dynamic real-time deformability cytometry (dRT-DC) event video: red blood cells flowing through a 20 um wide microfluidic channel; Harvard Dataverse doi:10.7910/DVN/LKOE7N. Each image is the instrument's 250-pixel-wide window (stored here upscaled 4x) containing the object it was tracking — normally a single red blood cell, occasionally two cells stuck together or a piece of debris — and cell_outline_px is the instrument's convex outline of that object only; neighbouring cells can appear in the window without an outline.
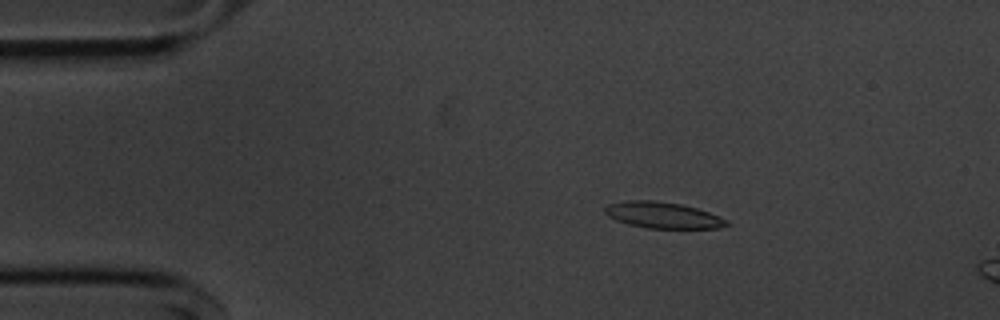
{"species": "common noctule bat (a hibernating species)", "species_latin": "Nyctalus noctula", "temperature_condition": "cold", "stored_images_in_passage": 55, "segment_of_instrument_passage": [1, 2], "camera_frame_rate_fps": 3000, "um_per_image_px": 0.085, "animal": {"sex": "male", "body_mass_g": 20.1, "forearm_length_mm": 53.5}, "frame": {"image": 1, "passage_image": 9, "time_ms": 2.667, "image_size_px": [1000, 320], "cell_outline_px": [[728, 224], [720, 228], [648, 228], [628, 224], [616, 220], [608, 216], [604, 212], [604, 208], [608, 204], [628, 200], [652, 200], [680, 204], [696, 208], [720, 216], [728, 220]], "centroid_in_image_um": [56.32, 18.29], "position_along_channel_um": 28.7, "area_um2": 18.5}}
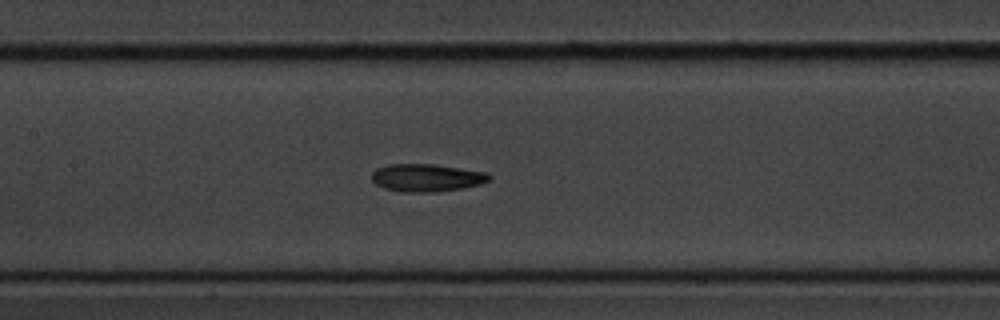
{"frame": {"image": 2, "passage_image": 25, "time_ms": 8.0, "image_size_px": [1000, 320], "cell_outline_px": [[492, 176], [488, 180], [480, 184], [464, 188], [436, 192], [400, 192], [384, 188], [376, 184], [372, 180], [372, 172], [376, 168], [388, 164], [432, 164], [488, 172]], "centroid_in_image_um": [36.25, 15.11], "position_along_channel_um": 171.1, "area_um2": 19.07}}
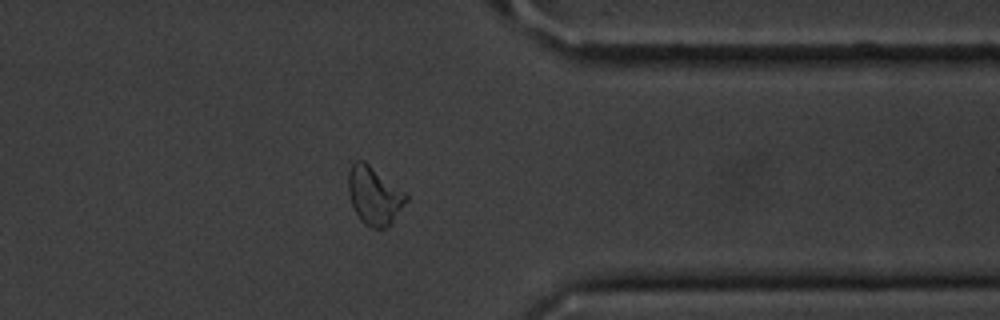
{"frame": {"image": 3, "passage_image": 43, "time_ms": 14.0, "image_size_px": [1000, 320], "cell_outline_px": [[408, 200], [392, 220], [384, 228], [372, 228], [364, 224], [360, 220], [352, 204], [348, 192], [348, 172], [352, 164], [356, 160], [364, 160], [408, 192]], "centroid_in_image_um": [31.82, 16.58], "position_along_channel_um": 379.6, "area_um2": 19.71}}